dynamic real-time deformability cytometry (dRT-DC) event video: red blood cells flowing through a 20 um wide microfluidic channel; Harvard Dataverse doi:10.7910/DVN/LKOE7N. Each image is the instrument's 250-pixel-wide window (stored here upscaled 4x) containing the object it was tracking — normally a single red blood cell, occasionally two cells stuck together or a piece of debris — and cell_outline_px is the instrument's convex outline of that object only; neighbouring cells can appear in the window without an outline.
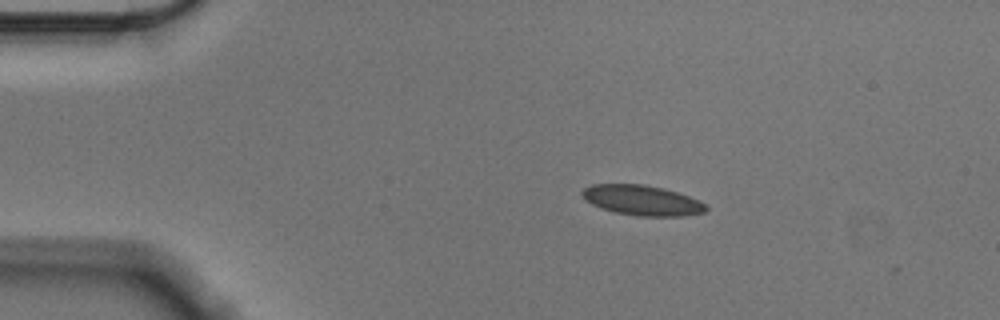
{"species": "Egyptian fruit bat (a non-hibernating species)", "species_latin": "Rousettus aegyptiacus", "temperature_condition": "cold", "stored_images_in_passage": 48, "camera_frame_rate_fps": 3000, "um_per_image_px": 0.085, "animal": {"sex": "male"}, "frame": {"image": 1, "passage_image": 2, "time_ms": 0.333, "image_size_px": [1000, 320], "cell_outline_px": [[708, 208], [704, 212], [684, 216], [636, 216], [616, 212], [592, 204], [584, 200], [580, 192], [584, 188], [592, 184], [644, 184], [664, 188], [688, 196], [704, 204]], "centroid_in_image_um": [54.54, 17.02], "position_along_channel_um": 30.5, "area_um2": 21.62}}
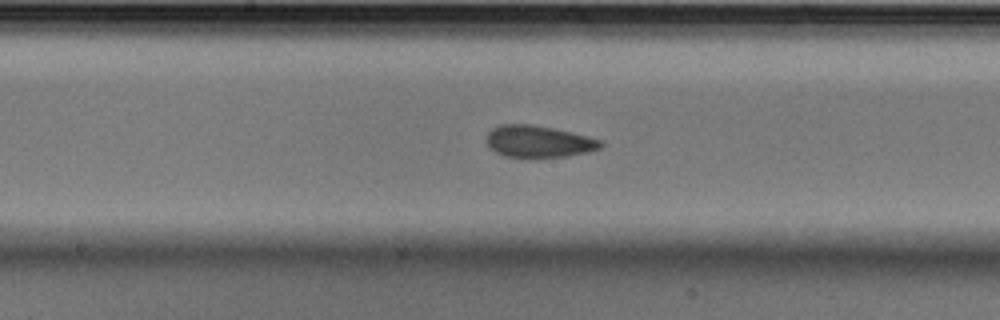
{"frame": {"image": 2, "passage_image": 21, "time_ms": 6.667, "image_size_px": [1000, 320], "cell_outline_px": [[604, 144], [600, 148], [588, 152], [568, 156], [504, 156], [496, 152], [488, 144], [488, 132], [492, 128], [500, 124], [528, 124], [552, 128], [588, 136], [604, 140]], "centroid_in_image_um": [45.83, 12.01], "position_along_channel_um": 202.4, "area_um2": 20.81}}
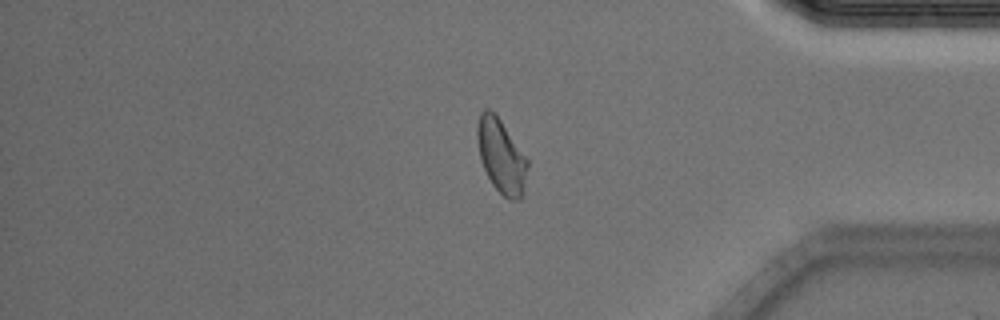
{"frame": {"image": 3, "passage_image": 39, "time_ms": 12.667, "image_size_px": [1000, 320], "cell_outline_px": [[528, 168], [524, 192], [520, 200], [508, 200], [492, 184], [480, 160], [476, 136], [476, 128], [480, 112], [484, 108], [488, 108], [500, 120], [528, 160]], "centroid_in_image_um": [42.6, 13.29], "position_along_channel_um": 392.6, "area_um2": 21.62}, "authors_computed_cell_mechanics": {"area_um2": 21.2704, "velocity_mm_per_s": 3.5309, "shape_relaxation_time_tau1_ms": 4.4852, "shape_relaxation_time_tau2_ms": 1.7876, "deformation_change_tau1": 0.1034, "deformation_change_tau2": 0.0535}}